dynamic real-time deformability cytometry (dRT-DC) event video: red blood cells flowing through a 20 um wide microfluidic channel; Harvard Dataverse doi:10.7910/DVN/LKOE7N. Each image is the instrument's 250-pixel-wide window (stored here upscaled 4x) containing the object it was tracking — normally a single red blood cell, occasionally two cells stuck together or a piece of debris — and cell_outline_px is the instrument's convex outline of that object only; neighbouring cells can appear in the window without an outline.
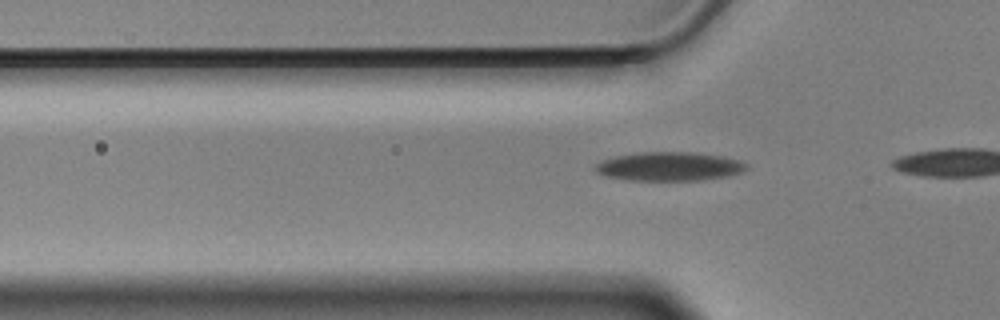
{"species": "Egyptian fruit bat (a non-hibernating species)", "species_latin": "Rousettus aegyptiacus", "temperature_condition": "cold", "stored_images_in_passage": 12, "camera_frame_rate_fps": 3000, "um_per_image_px": 0.085, "animal": {"sex": "male"}, "frame": {"image": 1, "passage_image": 10, "time_ms": 3.0, "image_size_px": [1000, 320], "cell_outline_px": [[748, 168], [744, 172], [728, 176], [704, 180], [628, 180], [608, 176], [596, 172], [592, 168], [600, 160], [616, 156], [640, 152], [692, 152], [720, 156], [740, 160], [748, 164]], "centroid_in_image_um": [56.91, 14.15], "position_along_channel_um": 68.9, "area_um2": 25.55}}